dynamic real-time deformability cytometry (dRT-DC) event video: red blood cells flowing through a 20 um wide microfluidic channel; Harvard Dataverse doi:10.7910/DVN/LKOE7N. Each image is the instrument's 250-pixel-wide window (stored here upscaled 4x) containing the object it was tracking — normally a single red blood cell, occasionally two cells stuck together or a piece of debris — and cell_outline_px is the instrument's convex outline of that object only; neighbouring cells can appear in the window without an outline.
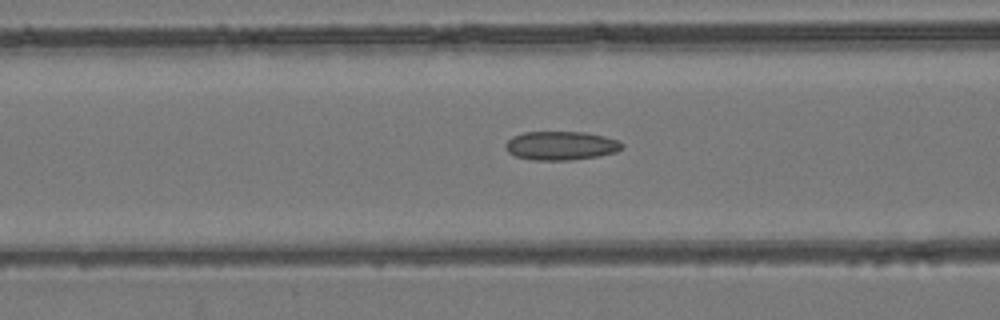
{"species": "common noctule bat (a hibernating species)", "species_latin": "Nyctalus noctula", "temperature_condition": "room temperature", "stored_images_in_passage": 52, "camera_frame_rate_fps": 3000, "um_per_image_px": 0.085, "animal": {"sex": "female", "body_mass_g": 24.6, "forearm_length_mm": 56.2}, "frame": {"image": 1, "passage_image": 21, "time_ms": 6.667, "image_size_px": [1000, 320], "cell_outline_px": [[624, 148], [616, 152], [600, 156], [572, 160], [532, 160], [516, 156], [508, 152], [504, 148], [504, 144], [512, 136], [524, 132], [584, 132], [604, 136], [616, 140], [624, 144]], "centroid_in_image_um": [47.67, 12.38], "position_along_channel_um": 118.9, "area_um2": 19.71}}
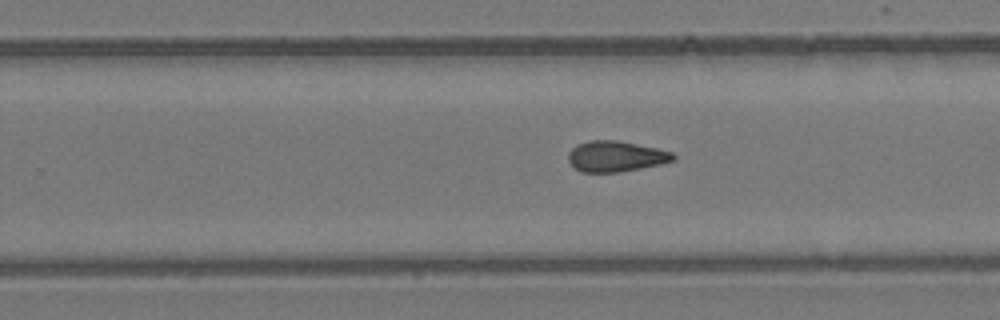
{"frame": {"image": 2, "passage_image": 33, "time_ms": 10.667, "image_size_px": [1000, 320], "cell_outline_px": [[676, 160], [660, 164], [620, 172], [580, 172], [568, 160], [568, 152], [576, 144], [588, 140], [616, 140], [656, 148], [672, 152], [676, 156]], "centroid_in_image_um": [52.33, 13.28], "position_along_channel_um": 277.5, "area_um2": 18.79}}
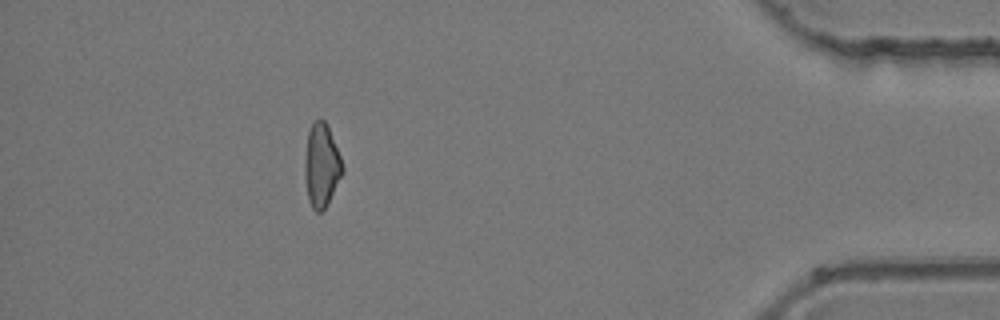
{"frame": {"image": 3, "passage_image": 47, "time_ms": 15.333, "image_size_px": [1000, 320], "cell_outline_px": [[344, 172], [328, 204], [320, 212], [316, 212], [312, 208], [308, 200], [304, 176], [304, 160], [308, 132], [312, 124], [320, 116], [328, 124], [340, 156], [344, 168]], "centroid_in_image_um": [27.33, 14.05], "position_along_channel_um": 407.9, "area_um2": 18.67}, "authors_computed_cell_mechanics": {"area_um2": 19.0162, "velocity_mm_per_s": 3.966, "shape_relaxation_time_tau1_ms": null, "shape_relaxation_time_tau2_ms": 3.973, "deformation_change_tau1": null, "deformation_change_tau2": 0.1167}}